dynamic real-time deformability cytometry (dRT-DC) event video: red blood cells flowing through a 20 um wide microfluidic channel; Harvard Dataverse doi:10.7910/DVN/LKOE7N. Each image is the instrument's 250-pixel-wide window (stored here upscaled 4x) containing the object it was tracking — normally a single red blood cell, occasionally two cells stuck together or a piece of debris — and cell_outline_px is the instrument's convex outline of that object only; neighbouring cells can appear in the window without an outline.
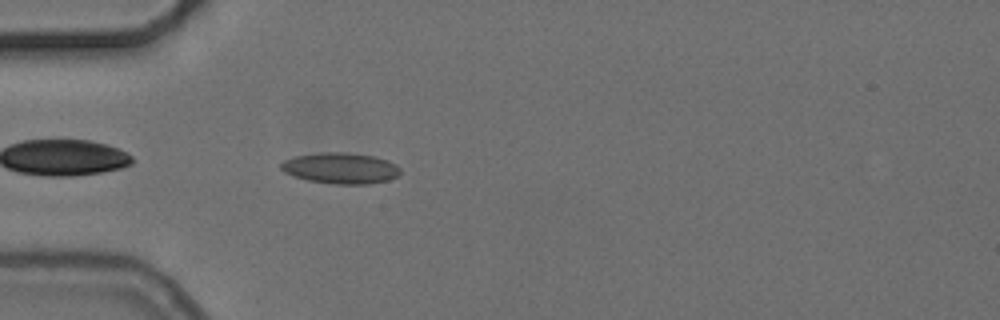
{"species": "common noctule bat (a hibernating species)", "species_latin": "Nyctalus noctula", "temperature_condition": "cold", "stored_images_in_passage": 41, "camera_frame_rate_fps": 3000, "um_per_image_px": 0.085, "animal": {"sex": "female", "body_mass_g": 24.6, "forearm_length_mm": 56.2}, "frame": {"image": 1, "passage_image": 2, "time_ms": 0.333, "image_size_px": [1000, 320], "cell_outline_px": [[400, 172], [396, 176], [388, 180], [368, 184], [336, 184], [308, 180], [284, 172], [280, 168], [280, 164], [284, 160], [296, 156], [320, 152], [344, 152], [372, 156], [388, 160], [396, 164], [400, 168]], "centroid_in_image_um": [28.96, 14.29], "position_along_channel_um": 56.0, "area_um2": 21.39}}
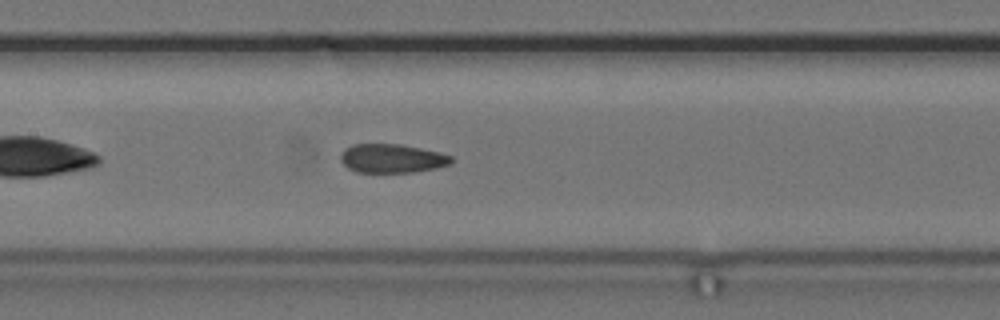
{"frame": {"image": 2, "passage_image": 12, "time_ms": 3.667, "image_size_px": [1000, 320], "cell_outline_px": [[456, 160], [452, 164], [436, 168], [412, 172], [356, 172], [348, 168], [340, 160], [340, 156], [344, 148], [352, 144], [400, 144], [440, 152], [452, 156]], "centroid_in_image_um": [33.34, 13.46], "position_along_channel_um": 174.1, "area_um2": 18.79}}
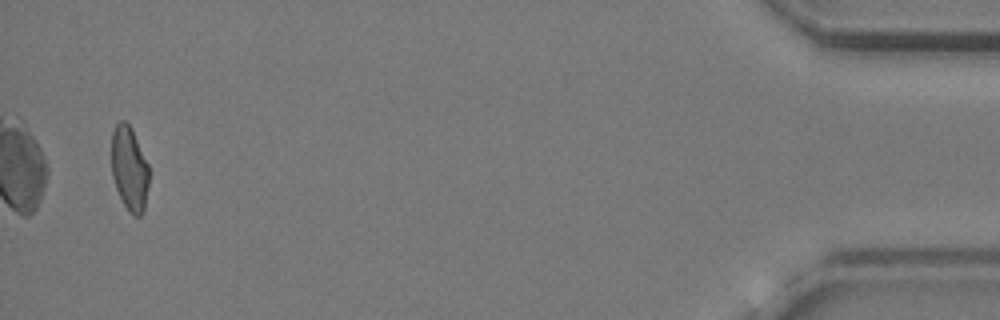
{"frame": {"image": 3, "passage_image": 39, "time_ms": 12.667, "image_size_px": [1000, 320], "cell_outline_px": [[148, 184], [144, 208], [140, 216], [136, 216], [128, 212], [116, 188], [112, 176], [112, 132], [116, 124], [120, 120], [124, 120], [132, 128], [148, 164]], "centroid_in_image_um": [10.99, 14.31], "position_along_channel_um": 424.2, "area_um2": 18.26}, "authors_computed_cell_mechanics": {"area_um2": 19.1896, "velocity_mm_per_s": 3.7351, "shape_relaxation_time_tau1_ms": null, "shape_relaxation_time_tau2_ms": 1.8167, "deformation_change_tau1": null, "deformation_change_tau2": 0.0713}}